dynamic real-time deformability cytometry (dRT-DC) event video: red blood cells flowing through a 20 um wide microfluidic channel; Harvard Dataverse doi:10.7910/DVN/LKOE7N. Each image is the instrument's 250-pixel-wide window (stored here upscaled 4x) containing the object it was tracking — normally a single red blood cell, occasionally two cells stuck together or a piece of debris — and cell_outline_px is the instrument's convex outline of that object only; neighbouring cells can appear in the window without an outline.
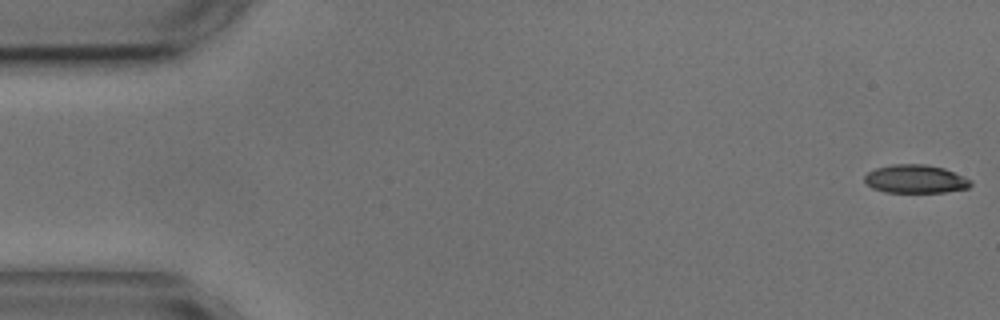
{"species": "common noctule bat (a hibernating species)", "species_latin": "Nyctalus noctula", "temperature_condition": "cold", "stored_images_in_passage": 3, "camera_frame_rate_fps": 3000, "um_per_image_px": 0.085, "animal": {"sex": "male", "body_mass_g": 17.9, "forearm_length_mm": 54.2}, "frame": {"image": 1, "passage_image": 1, "time_ms": 0.0, "image_size_px": [1000, 320], "cell_outline_px": [[972, 184], [968, 188], [944, 192], [884, 192], [872, 188], [864, 180], [864, 176], [868, 172], [876, 168], [892, 164], [928, 164], [944, 168], [972, 180]], "centroid_in_image_um": [77.81, 15.21], "position_along_channel_um": 7.2, "area_um2": 17.57}}